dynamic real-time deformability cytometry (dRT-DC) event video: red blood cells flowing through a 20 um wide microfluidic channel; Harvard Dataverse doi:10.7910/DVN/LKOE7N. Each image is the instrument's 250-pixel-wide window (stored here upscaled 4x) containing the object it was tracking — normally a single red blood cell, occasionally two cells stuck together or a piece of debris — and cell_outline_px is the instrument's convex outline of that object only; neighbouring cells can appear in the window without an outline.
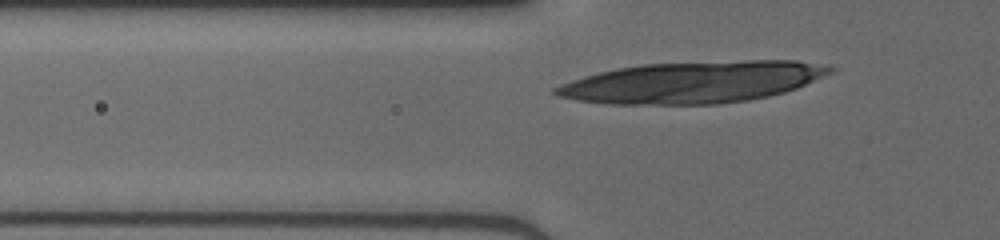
{"species": "human", "species_latin": "Homo sapiens", "temperature_condition": "cold", "stored_images_in_passage": 32, "camera_frame_rate_fps": 3000, "um_per_image_px": 0.085, "donor": {"sex": "male"}, "frame": {"image": 1, "passage_image": 4, "time_ms": 1.0, "image_size_px": [1000, 240], "cell_outline_px": [[836, 72], [796, 88], [784, 92], [768, 96], [748, 100], [716, 104], [604, 104], [576, 100], [556, 96], [552, 92], [552, 88], [560, 84], [584, 76], [616, 68], [640, 64], [748, 60], [796, 60], [836, 68]], "centroid_in_image_um": [58.86, 6.99], "position_along_channel_um": 66.9, "area_um2": 66.59}}
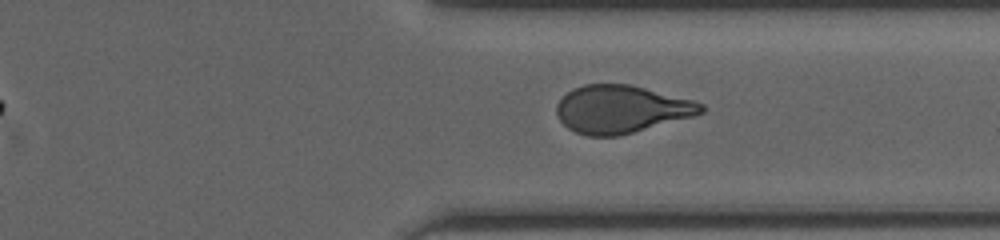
{"frame": {"image": 2, "passage_image": 25, "time_ms": 8.0, "image_size_px": [1000, 240], "cell_outline_px": [[704, 112], [692, 116], [632, 132], [616, 136], [588, 136], [576, 132], [568, 128], [560, 120], [556, 112], [556, 104], [572, 88], [584, 84], [628, 84], [692, 100], [704, 104]], "centroid_in_image_um": [52.76, 9.27], "position_along_channel_um": 358.6, "area_um2": 39.65}}
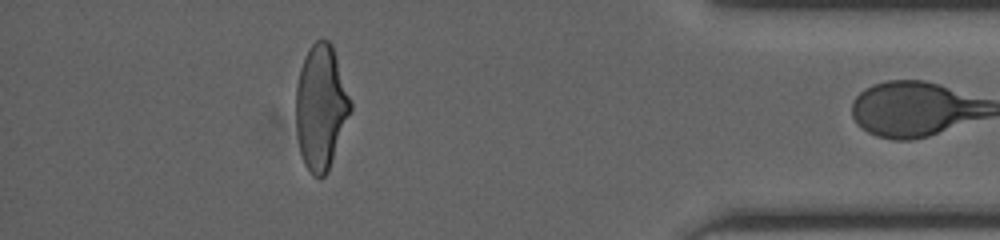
{"frame": {"image": 3, "passage_image": 31, "time_ms": 10.0, "image_size_px": [1000, 240], "cell_outline_px": [[352, 108], [328, 172], [320, 180], [312, 176], [304, 164], [300, 152], [296, 132], [296, 88], [300, 68], [304, 56], [308, 48], [316, 40], [328, 40], [332, 44], [352, 104]], "centroid_in_image_um": [27.26, 9.14], "position_along_channel_um": 407.9, "area_um2": 39.77}}